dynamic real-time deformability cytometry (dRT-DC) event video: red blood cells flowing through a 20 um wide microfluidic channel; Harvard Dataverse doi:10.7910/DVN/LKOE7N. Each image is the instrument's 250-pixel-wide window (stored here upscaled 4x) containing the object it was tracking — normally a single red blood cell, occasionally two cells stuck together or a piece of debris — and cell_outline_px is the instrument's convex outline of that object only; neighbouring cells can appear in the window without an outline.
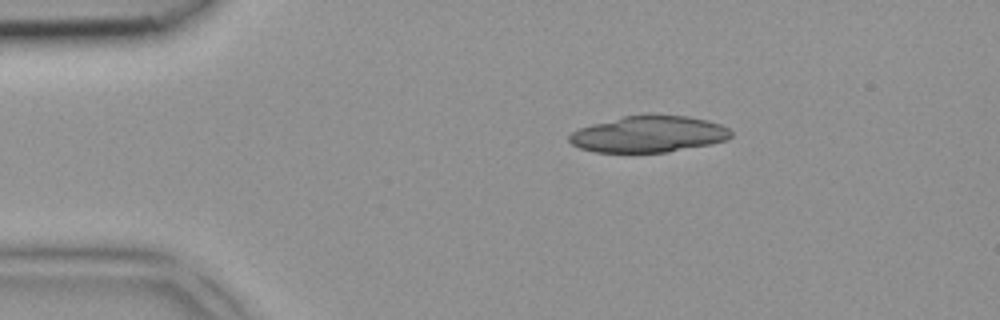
{"species": "common noctule bat (a hibernating species)", "species_latin": "Nyctalus noctula", "temperature_condition": "room temperature", "stored_images_in_passage": 2, "camera_frame_rate_fps": 3000, "um_per_image_px": 0.085, "animal": {"sex": "female", "body_mass_g": 18.4}, "frame": {"image": 1, "passage_image": 1, "time_ms": 0.0, "image_size_px": [1000, 320], "cell_outline_px": [[732, 136], [728, 140], [712, 144], [668, 152], [592, 152], [580, 148], [572, 144], [568, 140], [568, 136], [572, 132], [580, 128], [592, 124], [624, 116], [688, 116], [708, 120], [720, 124], [728, 128], [732, 132]], "centroid_in_image_um": [55.16, 11.42], "position_along_channel_um": 29.8, "area_um2": 34.1}}